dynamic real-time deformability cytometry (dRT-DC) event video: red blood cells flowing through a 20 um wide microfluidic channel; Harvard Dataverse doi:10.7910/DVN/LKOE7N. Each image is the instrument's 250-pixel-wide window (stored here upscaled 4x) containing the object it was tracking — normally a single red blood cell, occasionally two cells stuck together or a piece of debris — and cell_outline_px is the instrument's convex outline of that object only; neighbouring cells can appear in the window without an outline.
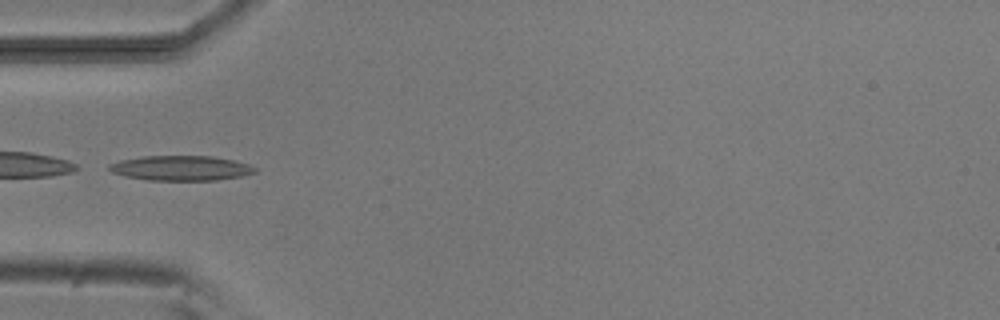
{"species": "common noctule bat (a hibernating species)", "species_latin": "Nyctalus noctula", "temperature_condition": "room temperature", "stored_images_in_passage": 4, "camera_frame_rate_fps": 3000, "um_per_image_px": 0.085, "animal": {"sex": "male", "body_mass_g": 20.5, "forearm_length_mm": 52.5}, "frame": {"image": 1, "passage_image": 4, "time_ms": 4.333, "image_size_px": [1000, 320], "cell_outline_px": [[256, 172], [244, 176], [216, 180], [148, 180], [124, 176], [112, 172], [108, 168], [108, 164], [120, 160], [144, 156], [212, 156], [232, 160], [248, 164], [256, 168]], "centroid_in_image_um": [15.37, 14.29], "position_along_channel_um": 69.6, "area_um2": 21.15}}